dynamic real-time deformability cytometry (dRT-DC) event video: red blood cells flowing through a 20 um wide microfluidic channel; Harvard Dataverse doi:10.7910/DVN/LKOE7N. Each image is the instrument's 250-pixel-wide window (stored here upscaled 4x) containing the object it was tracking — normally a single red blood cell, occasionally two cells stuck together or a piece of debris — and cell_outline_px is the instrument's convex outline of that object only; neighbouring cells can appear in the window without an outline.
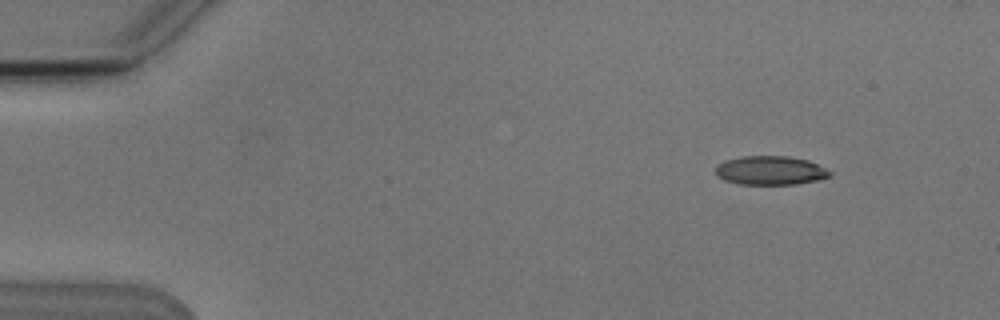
{"species": "Egyptian fruit bat (a non-hibernating species)", "species_latin": "Rousettus aegyptiacus", "temperature_condition": "cold", "stored_images_in_passage": 4, "camera_frame_rate_fps": 3000, "um_per_image_px": 0.085, "animal": {"sex": "male"}, "frame": {"image": 1, "passage_image": 1, "time_ms": 0.0, "image_size_px": [1000, 320], "cell_outline_px": [[832, 176], [820, 180], [796, 184], [740, 184], [724, 180], [716, 176], [716, 164], [724, 160], [740, 156], [788, 156], [808, 160], [832, 172]], "centroid_in_image_um": [65.47, 14.49], "position_along_channel_um": 19.5, "area_um2": 19.42}}
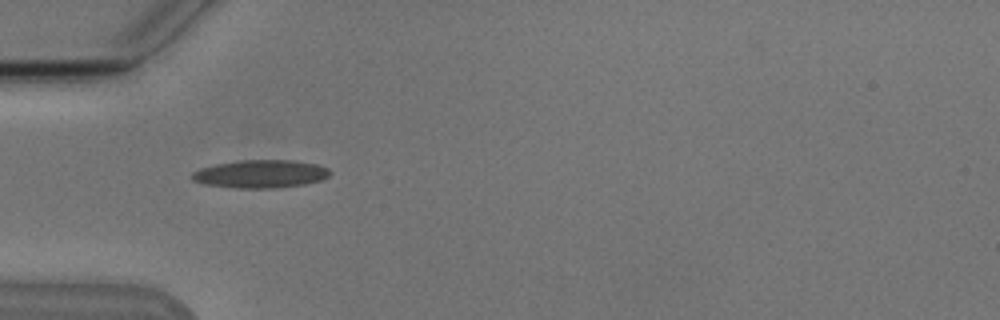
{"frame": {"image": 2, "passage_image": 4, "time_ms": 3.667, "image_size_px": [1000, 320], "cell_outline_px": [[332, 172], [328, 176], [320, 180], [304, 184], [276, 188], [236, 188], [204, 184], [192, 180], [188, 176], [192, 172], [200, 168], [216, 164], [244, 160], [292, 160], [316, 164], [328, 168]], "centroid_in_image_um": [22.12, 14.78], "position_along_channel_um": 62.9, "area_um2": 22.54}}